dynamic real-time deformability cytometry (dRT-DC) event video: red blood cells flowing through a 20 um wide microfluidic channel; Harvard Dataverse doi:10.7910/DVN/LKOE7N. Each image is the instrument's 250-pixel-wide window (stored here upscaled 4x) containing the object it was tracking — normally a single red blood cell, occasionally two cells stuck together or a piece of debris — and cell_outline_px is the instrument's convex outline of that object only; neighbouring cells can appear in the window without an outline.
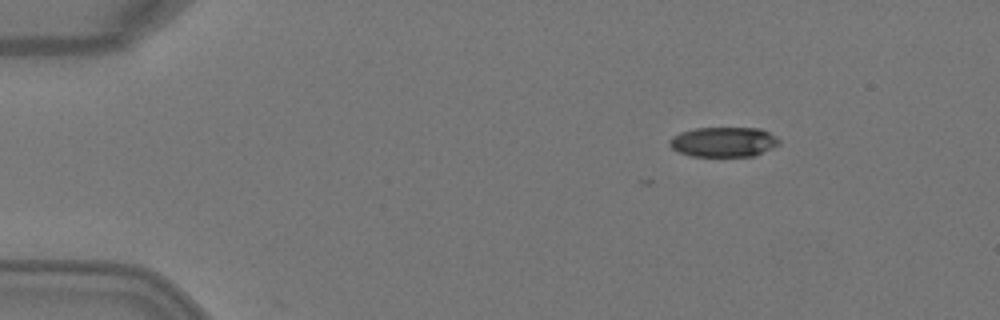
{"species": "Egyptian fruit bat (a non-hibernating species)", "species_latin": "Rousettus aegyptiacus", "temperature_condition": "warm", "stored_images_in_passage": 3, "camera_frame_rate_fps": 3000, "um_per_image_px": 0.085, "animal": {"sex": "female"}, "frame": {"image": 1, "passage_image": 1, "time_ms": 0.0, "image_size_px": [1000, 320], "cell_outline_px": [[780, 144], [756, 156], [692, 156], [680, 152], [672, 148], [668, 144], [668, 140], [672, 136], [680, 132], [696, 128], [760, 128], [776, 136], [780, 140]], "centroid_in_image_um": [61.51, 12.06], "position_along_channel_um": 23.5, "area_um2": 19.19}}
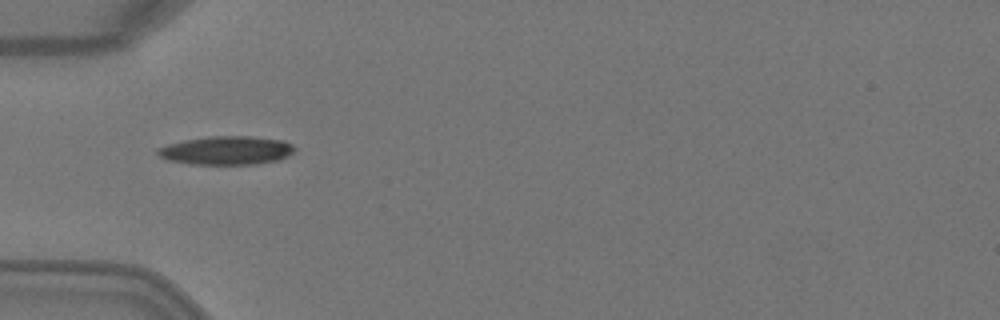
{"frame": {"image": 2, "passage_image": 2, "time_ms": 0.333, "image_size_px": [1000, 320], "cell_outline_px": [[296, 148], [288, 156], [280, 160], [256, 164], [192, 164], [168, 160], [160, 156], [156, 152], [156, 148], [168, 144], [184, 140], [212, 136], [252, 136], [284, 140], [292, 144]], "centroid_in_image_um": [19.27, 12.78], "position_along_channel_um": 65.7, "area_um2": 22.89}}